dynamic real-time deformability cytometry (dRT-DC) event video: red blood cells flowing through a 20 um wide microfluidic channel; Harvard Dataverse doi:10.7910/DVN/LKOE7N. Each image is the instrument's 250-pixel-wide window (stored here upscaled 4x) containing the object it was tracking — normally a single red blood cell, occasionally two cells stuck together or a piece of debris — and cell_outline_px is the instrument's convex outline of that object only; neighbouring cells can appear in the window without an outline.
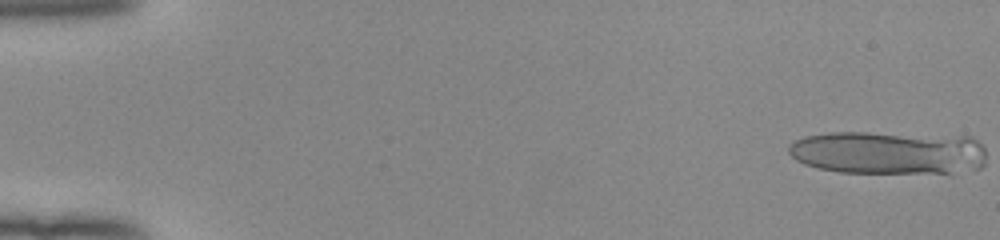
{"species": "human", "species_latin": "Homo sapiens", "temperature_condition": "room temperature", "stored_images_in_passage": 5, "camera_frame_rate_fps": 3000, "um_per_image_px": 0.085, "donor": {"sex": "female"}, "frame": {"image": 1, "passage_image": 1, "time_ms": 0.0, "image_size_px": [1000, 240], "cell_outline_px": [[984, 164], [980, 168], [948, 172], [840, 172], [816, 168], [804, 164], [796, 160], [788, 152], [788, 144], [804, 136], [832, 132], [868, 132], [972, 136], [984, 148]], "centroid_in_image_um": [75.48, 12.95], "position_along_channel_um": 9.5, "area_um2": 49.94}}